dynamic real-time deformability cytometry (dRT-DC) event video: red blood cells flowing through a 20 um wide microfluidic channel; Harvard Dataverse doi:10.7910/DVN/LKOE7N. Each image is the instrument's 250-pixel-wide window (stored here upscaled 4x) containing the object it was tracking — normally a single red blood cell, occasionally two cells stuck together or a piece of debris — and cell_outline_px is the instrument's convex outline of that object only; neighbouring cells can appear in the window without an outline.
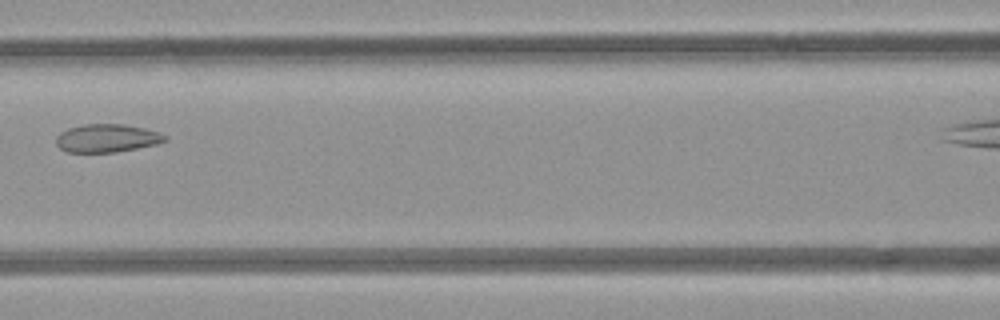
{"species": "common noctule bat (a hibernating species)", "species_latin": "Nyctalus noctula", "temperature_condition": "room temperature", "stored_images_in_passage": 6, "segment_of_instrument_passage": [1, 2], "camera_frame_rate_fps": 3000, "um_per_image_px": 0.085, "animal": {"sex": "female", "body_mass_g": 21.9}, "frame": {"image": 1, "passage_image": 4, "time_ms": 3.667, "image_size_px": [1000, 320], "cell_outline_px": [[168, 140], [156, 144], [116, 152], [68, 152], [60, 148], [56, 144], [56, 136], [60, 132], [68, 128], [84, 124], [124, 124], [144, 128], [160, 132], [168, 136]], "centroid_in_image_um": [9.1, 11.74], "position_along_channel_um": 157.5, "area_um2": 17.92}}
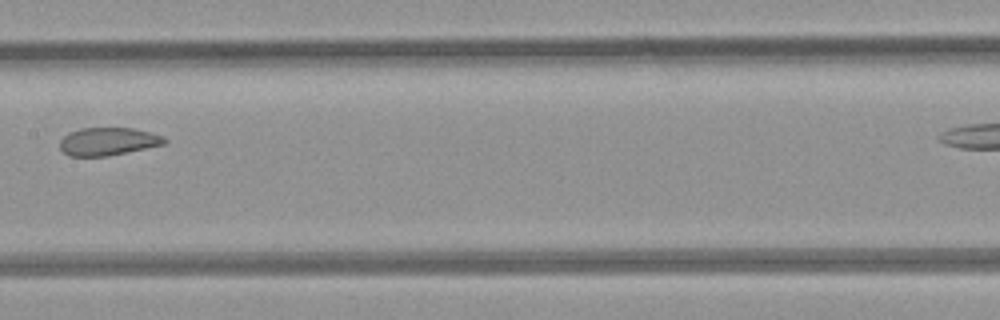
{"frame": {"image": 2, "passage_image": 5, "time_ms": 4.667, "image_size_px": [1000, 320], "cell_outline_px": [[168, 140], [164, 144], [108, 156], [68, 156], [60, 148], [60, 140], [64, 136], [80, 128], [132, 128], [164, 136]], "centroid_in_image_um": [9.18, 12.03], "position_along_channel_um": 198.2, "area_um2": 16.82}}